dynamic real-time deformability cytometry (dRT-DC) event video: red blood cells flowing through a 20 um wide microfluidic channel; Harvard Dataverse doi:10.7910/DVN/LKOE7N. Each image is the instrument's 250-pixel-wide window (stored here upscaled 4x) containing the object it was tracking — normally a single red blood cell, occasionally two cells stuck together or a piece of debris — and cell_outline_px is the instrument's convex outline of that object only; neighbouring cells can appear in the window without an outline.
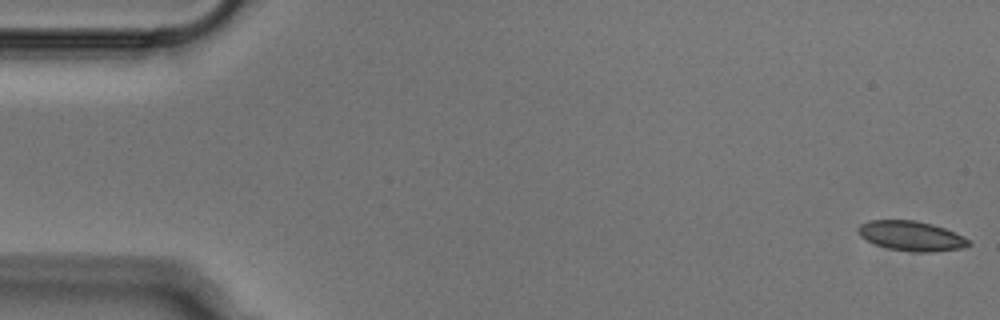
{"species": "Egyptian fruit bat (a non-hibernating species)", "species_latin": "Rousettus aegyptiacus", "temperature_condition": "cold", "stored_images_in_passage": 52, "camera_frame_rate_fps": 3000, "um_per_image_px": 0.085, "animal": {"sex": "male"}, "frame": {"image": 1, "passage_image": 1, "time_ms": 0.0, "image_size_px": [1000, 320], "cell_outline_px": [[972, 244], [964, 248], [932, 252], [912, 252], [888, 248], [876, 244], [860, 236], [856, 228], [860, 224], [868, 220], [916, 220], [932, 224], [944, 228], [964, 236], [972, 240]], "centroid_in_image_um": [77.5, 20.05], "position_along_channel_um": 7.5, "area_um2": 19.36}}
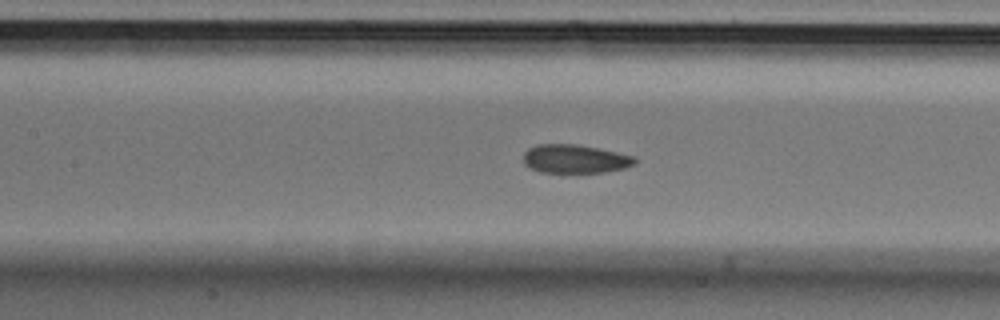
{"frame": {"image": 2, "passage_image": 23, "time_ms": 7.333, "image_size_px": [1000, 320], "cell_outline_px": [[636, 164], [624, 168], [604, 172], [540, 172], [528, 168], [524, 164], [524, 152], [528, 148], [536, 144], [576, 144], [600, 148], [636, 156]], "centroid_in_image_um": [48.88, 13.5], "position_along_channel_um": 158.5, "area_um2": 18.79}}
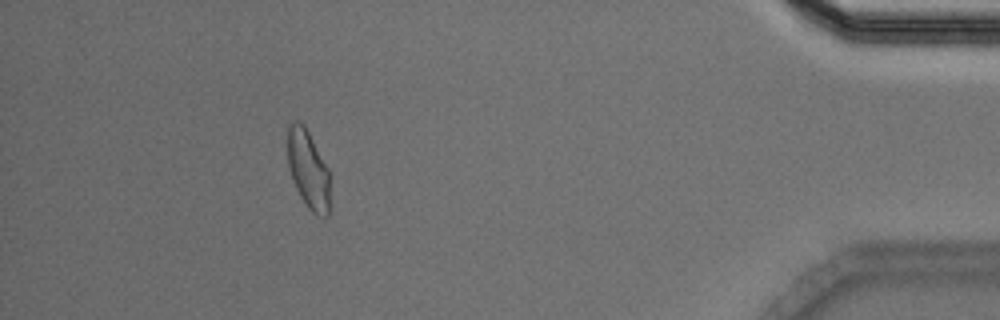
{"frame": {"image": 3, "passage_image": 47, "time_ms": 15.333, "image_size_px": [1000, 320], "cell_outline_px": [[328, 216], [316, 216], [308, 208], [300, 196], [292, 180], [288, 164], [288, 124], [292, 120], [296, 120], [304, 124], [328, 168]], "centroid_in_image_um": [26.17, 14.38], "position_along_channel_um": 409.0, "area_um2": 19.13}}